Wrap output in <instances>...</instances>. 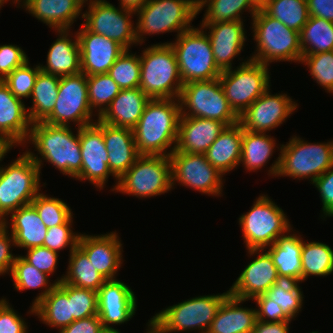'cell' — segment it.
Segmentation results:
<instances>
[{"label":"cell","mask_w":333,"mask_h":333,"mask_svg":"<svg viewBox=\"0 0 333 333\" xmlns=\"http://www.w3.org/2000/svg\"><path fill=\"white\" fill-rule=\"evenodd\" d=\"M179 101L181 116L214 119L227 126L239 122V116L227 101L219 78L183 84Z\"/></svg>","instance_id":"cell-12"},{"label":"cell","mask_w":333,"mask_h":333,"mask_svg":"<svg viewBox=\"0 0 333 333\" xmlns=\"http://www.w3.org/2000/svg\"><path fill=\"white\" fill-rule=\"evenodd\" d=\"M103 138L109 157V169L119 180L140 156L133 129L103 122Z\"/></svg>","instance_id":"cell-27"},{"label":"cell","mask_w":333,"mask_h":333,"mask_svg":"<svg viewBox=\"0 0 333 333\" xmlns=\"http://www.w3.org/2000/svg\"><path fill=\"white\" fill-rule=\"evenodd\" d=\"M88 2V3H87ZM88 9L83 12L82 25L92 33L102 35L120 44L125 50H130L138 43L136 26L131 21L133 10L118 8L106 0H87Z\"/></svg>","instance_id":"cell-14"},{"label":"cell","mask_w":333,"mask_h":333,"mask_svg":"<svg viewBox=\"0 0 333 333\" xmlns=\"http://www.w3.org/2000/svg\"><path fill=\"white\" fill-rule=\"evenodd\" d=\"M297 282L280 279L267 292L266 295L280 306L282 313L292 321L302 311L303 291Z\"/></svg>","instance_id":"cell-43"},{"label":"cell","mask_w":333,"mask_h":333,"mask_svg":"<svg viewBox=\"0 0 333 333\" xmlns=\"http://www.w3.org/2000/svg\"><path fill=\"white\" fill-rule=\"evenodd\" d=\"M270 1L271 0H250L257 10L263 9Z\"/></svg>","instance_id":"cell-61"},{"label":"cell","mask_w":333,"mask_h":333,"mask_svg":"<svg viewBox=\"0 0 333 333\" xmlns=\"http://www.w3.org/2000/svg\"><path fill=\"white\" fill-rule=\"evenodd\" d=\"M247 252L250 257H257L244 268L230 287L229 293L236 298L253 301L255 297L266 294L280 278L267 250L250 249Z\"/></svg>","instance_id":"cell-19"},{"label":"cell","mask_w":333,"mask_h":333,"mask_svg":"<svg viewBox=\"0 0 333 333\" xmlns=\"http://www.w3.org/2000/svg\"><path fill=\"white\" fill-rule=\"evenodd\" d=\"M135 15L138 16L136 37L142 45L146 35L177 32L178 36L191 29V23L197 17V1L150 0Z\"/></svg>","instance_id":"cell-7"},{"label":"cell","mask_w":333,"mask_h":333,"mask_svg":"<svg viewBox=\"0 0 333 333\" xmlns=\"http://www.w3.org/2000/svg\"><path fill=\"white\" fill-rule=\"evenodd\" d=\"M0 223V276L11 273L13 263L17 254H12V246L16 247L13 236L8 230ZM15 255V256H14Z\"/></svg>","instance_id":"cell-56"},{"label":"cell","mask_w":333,"mask_h":333,"mask_svg":"<svg viewBox=\"0 0 333 333\" xmlns=\"http://www.w3.org/2000/svg\"><path fill=\"white\" fill-rule=\"evenodd\" d=\"M105 329L102 326L98 315L75 320L63 328L59 333H102Z\"/></svg>","instance_id":"cell-57"},{"label":"cell","mask_w":333,"mask_h":333,"mask_svg":"<svg viewBox=\"0 0 333 333\" xmlns=\"http://www.w3.org/2000/svg\"><path fill=\"white\" fill-rule=\"evenodd\" d=\"M245 300L231 296L224 299L207 333H253L256 308L241 307Z\"/></svg>","instance_id":"cell-32"},{"label":"cell","mask_w":333,"mask_h":333,"mask_svg":"<svg viewBox=\"0 0 333 333\" xmlns=\"http://www.w3.org/2000/svg\"><path fill=\"white\" fill-rule=\"evenodd\" d=\"M173 48L183 84L192 81L217 79L222 71L217 67L207 29L192 27L176 36Z\"/></svg>","instance_id":"cell-9"},{"label":"cell","mask_w":333,"mask_h":333,"mask_svg":"<svg viewBox=\"0 0 333 333\" xmlns=\"http://www.w3.org/2000/svg\"><path fill=\"white\" fill-rule=\"evenodd\" d=\"M268 65L250 58L241 62L234 70L222 71L219 76L221 87L231 108L240 115L263 93L270 89Z\"/></svg>","instance_id":"cell-13"},{"label":"cell","mask_w":333,"mask_h":333,"mask_svg":"<svg viewBox=\"0 0 333 333\" xmlns=\"http://www.w3.org/2000/svg\"><path fill=\"white\" fill-rule=\"evenodd\" d=\"M116 231L101 235L81 234L78 247L87 255L98 273L106 280L117 279L123 264V244Z\"/></svg>","instance_id":"cell-21"},{"label":"cell","mask_w":333,"mask_h":333,"mask_svg":"<svg viewBox=\"0 0 333 333\" xmlns=\"http://www.w3.org/2000/svg\"><path fill=\"white\" fill-rule=\"evenodd\" d=\"M98 316L104 329L130 321L137 311V297L126 283L106 280L97 292ZM113 324V325H112Z\"/></svg>","instance_id":"cell-20"},{"label":"cell","mask_w":333,"mask_h":333,"mask_svg":"<svg viewBox=\"0 0 333 333\" xmlns=\"http://www.w3.org/2000/svg\"><path fill=\"white\" fill-rule=\"evenodd\" d=\"M20 3L17 4L20 8L24 7L54 31L72 30V24L82 17V8L86 7L82 0H22Z\"/></svg>","instance_id":"cell-26"},{"label":"cell","mask_w":333,"mask_h":333,"mask_svg":"<svg viewBox=\"0 0 333 333\" xmlns=\"http://www.w3.org/2000/svg\"><path fill=\"white\" fill-rule=\"evenodd\" d=\"M276 140L266 133L243 129L240 164L249 172H255L266 166L275 152Z\"/></svg>","instance_id":"cell-36"},{"label":"cell","mask_w":333,"mask_h":333,"mask_svg":"<svg viewBox=\"0 0 333 333\" xmlns=\"http://www.w3.org/2000/svg\"><path fill=\"white\" fill-rule=\"evenodd\" d=\"M93 111L89 105L87 75L83 72L60 78L58 96L52 113L43 121L51 125L70 126L72 121L78 128L91 125ZM94 121V122H93Z\"/></svg>","instance_id":"cell-15"},{"label":"cell","mask_w":333,"mask_h":333,"mask_svg":"<svg viewBox=\"0 0 333 333\" xmlns=\"http://www.w3.org/2000/svg\"><path fill=\"white\" fill-rule=\"evenodd\" d=\"M31 204L47 228L62 225L73 215L71 207L64 200L40 192Z\"/></svg>","instance_id":"cell-46"},{"label":"cell","mask_w":333,"mask_h":333,"mask_svg":"<svg viewBox=\"0 0 333 333\" xmlns=\"http://www.w3.org/2000/svg\"><path fill=\"white\" fill-rule=\"evenodd\" d=\"M257 305V320L263 322L290 321L283 313L280 306H277L266 294L259 295L253 299Z\"/></svg>","instance_id":"cell-55"},{"label":"cell","mask_w":333,"mask_h":333,"mask_svg":"<svg viewBox=\"0 0 333 333\" xmlns=\"http://www.w3.org/2000/svg\"><path fill=\"white\" fill-rule=\"evenodd\" d=\"M280 148L279 157L269 167V176L309 179L312 183L333 166V141L310 143L294 135Z\"/></svg>","instance_id":"cell-3"},{"label":"cell","mask_w":333,"mask_h":333,"mask_svg":"<svg viewBox=\"0 0 333 333\" xmlns=\"http://www.w3.org/2000/svg\"><path fill=\"white\" fill-rule=\"evenodd\" d=\"M95 123L79 128V141L82 153L81 172L76 180H88L97 189L103 190L109 176L116 180L111 191H115L118 179L109 169V157L103 138V122L98 118Z\"/></svg>","instance_id":"cell-17"},{"label":"cell","mask_w":333,"mask_h":333,"mask_svg":"<svg viewBox=\"0 0 333 333\" xmlns=\"http://www.w3.org/2000/svg\"><path fill=\"white\" fill-rule=\"evenodd\" d=\"M66 270V274L54 280L57 284L62 281L69 285L98 292L106 281L78 246L70 253Z\"/></svg>","instance_id":"cell-37"},{"label":"cell","mask_w":333,"mask_h":333,"mask_svg":"<svg viewBox=\"0 0 333 333\" xmlns=\"http://www.w3.org/2000/svg\"><path fill=\"white\" fill-rule=\"evenodd\" d=\"M243 127L237 124L227 126L205 153L207 160L225 175L240 165Z\"/></svg>","instance_id":"cell-33"},{"label":"cell","mask_w":333,"mask_h":333,"mask_svg":"<svg viewBox=\"0 0 333 333\" xmlns=\"http://www.w3.org/2000/svg\"><path fill=\"white\" fill-rule=\"evenodd\" d=\"M262 10L297 32L309 18L307 0H271Z\"/></svg>","instance_id":"cell-42"},{"label":"cell","mask_w":333,"mask_h":333,"mask_svg":"<svg viewBox=\"0 0 333 333\" xmlns=\"http://www.w3.org/2000/svg\"><path fill=\"white\" fill-rule=\"evenodd\" d=\"M229 290L222 294L203 295L190 298L178 304L162 309L150 318L162 333H175L199 330L207 333L217 310L229 295Z\"/></svg>","instance_id":"cell-8"},{"label":"cell","mask_w":333,"mask_h":333,"mask_svg":"<svg viewBox=\"0 0 333 333\" xmlns=\"http://www.w3.org/2000/svg\"><path fill=\"white\" fill-rule=\"evenodd\" d=\"M76 131L77 134H74L71 126L51 125L43 121L31 124L26 144L31 142L41 157L31 152L30 149L26 152L35 161L40 173L43 160L51 163L63 175H68L73 179L81 172L82 153L79 128Z\"/></svg>","instance_id":"cell-2"},{"label":"cell","mask_w":333,"mask_h":333,"mask_svg":"<svg viewBox=\"0 0 333 333\" xmlns=\"http://www.w3.org/2000/svg\"><path fill=\"white\" fill-rule=\"evenodd\" d=\"M31 315L38 316L39 320L59 332L73 323L71 301L68 299V284L58 283L34 307L30 306Z\"/></svg>","instance_id":"cell-34"},{"label":"cell","mask_w":333,"mask_h":333,"mask_svg":"<svg viewBox=\"0 0 333 333\" xmlns=\"http://www.w3.org/2000/svg\"><path fill=\"white\" fill-rule=\"evenodd\" d=\"M27 253L21 257L48 276L54 274L58 265L59 254L43 246L26 249Z\"/></svg>","instance_id":"cell-51"},{"label":"cell","mask_w":333,"mask_h":333,"mask_svg":"<svg viewBox=\"0 0 333 333\" xmlns=\"http://www.w3.org/2000/svg\"><path fill=\"white\" fill-rule=\"evenodd\" d=\"M28 56L18 45H0V80L5 79L14 69L23 66Z\"/></svg>","instance_id":"cell-52"},{"label":"cell","mask_w":333,"mask_h":333,"mask_svg":"<svg viewBox=\"0 0 333 333\" xmlns=\"http://www.w3.org/2000/svg\"><path fill=\"white\" fill-rule=\"evenodd\" d=\"M172 189L170 157L140 155L118 180L115 192L145 199L165 194Z\"/></svg>","instance_id":"cell-11"},{"label":"cell","mask_w":333,"mask_h":333,"mask_svg":"<svg viewBox=\"0 0 333 333\" xmlns=\"http://www.w3.org/2000/svg\"><path fill=\"white\" fill-rule=\"evenodd\" d=\"M263 93L239 117L243 129L267 133L278 128L298 108L296 101L285 93Z\"/></svg>","instance_id":"cell-18"},{"label":"cell","mask_w":333,"mask_h":333,"mask_svg":"<svg viewBox=\"0 0 333 333\" xmlns=\"http://www.w3.org/2000/svg\"><path fill=\"white\" fill-rule=\"evenodd\" d=\"M302 282L310 276H328L333 273V250L322 242H306L303 240Z\"/></svg>","instance_id":"cell-41"},{"label":"cell","mask_w":333,"mask_h":333,"mask_svg":"<svg viewBox=\"0 0 333 333\" xmlns=\"http://www.w3.org/2000/svg\"><path fill=\"white\" fill-rule=\"evenodd\" d=\"M292 231L279 237L274 244L266 249L273 259L280 279L302 283L301 251L303 238L301 235H297L294 230Z\"/></svg>","instance_id":"cell-31"},{"label":"cell","mask_w":333,"mask_h":333,"mask_svg":"<svg viewBox=\"0 0 333 333\" xmlns=\"http://www.w3.org/2000/svg\"><path fill=\"white\" fill-rule=\"evenodd\" d=\"M246 249H266L293 228L285 212L266 194L238 218Z\"/></svg>","instance_id":"cell-10"},{"label":"cell","mask_w":333,"mask_h":333,"mask_svg":"<svg viewBox=\"0 0 333 333\" xmlns=\"http://www.w3.org/2000/svg\"><path fill=\"white\" fill-rule=\"evenodd\" d=\"M253 40L256 48L249 58L270 65L274 62H297L302 59L299 32L288 28L262 9L252 17Z\"/></svg>","instance_id":"cell-4"},{"label":"cell","mask_w":333,"mask_h":333,"mask_svg":"<svg viewBox=\"0 0 333 333\" xmlns=\"http://www.w3.org/2000/svg\"><path fill=\"white\" fill-rule=\"evenodd\" d=\"M302 56L333 50V22L309 16L299 32Z\"/></svg>","instance_id":"cell-40"},{"label":"cell","mask_w":333,"mask_h":333,"mask_svg":"<svg viewBox=\"0 0 333 333\" xmlns=\"http://www.w3.org/2000/svg\"><path fill=\"white\" fill-rule=\"evenodd\" d=\"M8 1L10 0H0V8L4 5V3H7Z\"/></svg>","instance_id":"cell-65"},{"label":"cell","mask_w":333,"mask_h":333,"mask_svg":"<svg viewBox=\"0 0 333 333\" xmlns=\"http://www.w3.org/2000/svg\"><path fill=\"white\" fill-rule=\"evenodd\" d=\"M243 21H225L214 24H201L202 29H208L213 56L221 71L232 69L234 58L241 54L247 41Z\"/></svg>","instance_id":"cell-24"},{"label":"cell","mask_w":333,"mask_h":333,"mask_svg":"<svg viewBox=\"0 0 333 333\" xmlns=\"http://www.w3.org/2000/svg\"><path fill=\"white\" fill-rule=\"evenodd\" d=\"M8 301L6 297L0 299V333H28L24 318Z\"/></svg>","instance_id":"cell-53"},{"label":"cell","mask_w":333,"mask_h":333,"mask_svg":"<svg viewBox=\"0 0 333 333\" xmlns=\"http://www.w3.org/2000/svg\"><path fill=\"white\" fill-rule=\"evenodd\" d=\"M11 149L1 157L0 162ZM3 166L0 165V222L8 220L11 212L31 204L42 187L39 167L26 151Z\"/></svg>","instance_id":"cell-6"},{"label":"cell","mask_w":333,"mask_h":333,"mask_svg":"<svg viewBox=\"0 0 333 333\" xmlns=\"http://www.w3.org/2000/svg\"><path fill=\"white\" fill-rule=\"evenodd\" d=\"M87 89L89 105L94 114L97 111V118L122 90L107 73L87 76Z\"/></svg>","instance_id":"cell-44"},{"label":"cell","mask_w":333,"mask_h":333,"mask_svg":"<svg viewBox=\"0 0 333 333\" xmlns=\"http://www.w3.org/2000/svg\"><path fill=\"white\" fill-rule=\"evenodd\" d=\"M11 147L0 138V159Z\"/></svg>","instance_id":"cell-63"},{"label":"cell","mask_w":333,"mask_h":333,"mask_svg":"<svg viewBox=\"0 0 333 333\" xmlns=\"http://www.w3.org/2000/svg\"><path fill=\"white\" fill-rule=\"evenodd\" d=\"M146 333H162L160 329L151 320H148Z\"/></svg>","instance_id":"cell-62"},{"label":"cell","mask_w":333,"mask_h":333,"mask_svg":"<svg viewBox=\"0 0 333 333\" xmlns=\"http://www.w3.org/2000/svg\"><path fill=\"white\" fill-rule=\"evenodd\" d=\"M172 188L178 184L202 194L221 196L223 175L207 160L205 154L173 152L170 156ZM176 182V183H175Z\"/></svg>","instance_id":"cell-16"},{"label":"cell","mask_w":333,"mask_h":333,"mask_svg":"<svg viewBox=\"0 0 333 333\" xmlns=\"http://www.w3.org/2000/svg\"><path fill=\"white\" fill-rule=\"evenodd\" d=\"M119 6L125 9L133 10L136 12L137 10L143 8L150 0H118Z\"/></svg>","instance_id":"cell-60"},{"label":"cell","mask_w":333,"mask_h":333,"mask_svg":"<svg viewBox=\"0 0 333 333\" xmlns=\"http://www.w3.org/2000/svg\"><path fill=\"white\" fill-rule=\"evenodd\" d=\"M31 124L23 99L15 97L0 80V138L11 148L24 146Z\"/></svg>","instance_id":"cell-23"},{"label":"cell","mask_w":333,"mask_h":333,"mask_svg":"<svg viewBox=\"0 0 333 333\" xmlns=\"http://www.w3.org/2000/svg\"><path fill=\"white\" fill-rule=\"evenodd\" d=\"M73 215L62 225L54 226L47 229V234L43 242V247H46L58 254L60 250L66 247L70 248L71 253L78 245L80 234L73 232Z\"/></svg>","instance_id":"cell-50"},{"label":"cell","mask_w":333,"mask_h":333,"mask_svg":"<svg viewBox=\"0 0 333 333\" xmlns=\"http://www.w3.org/2000/svg\"><path fill=\"white\" fill-rule=\"evenodd\" d=\"M60 78L39 71L30 96L32 107H27L31 123L42 122L52 113L58 96Z\"/></svg>","instance_id":"cell-35"},{"label":"cell","mask_w":333,"mask_h":333,"mask_svg":"<svg viewBox=\"0 0 333 333\" xmlns=\"http://www.w3.org/2000/svg\"><path fill=\"white\" fill-rule=\"evenodd\" d=\"M311 184L317 188L322 202L321 217H333V166ZM325 216V217H324Z\"/></svg>","instance_id":"cell-54"},{"label":"cell","mask_w":333,"mask_h":333,"mask_svg":"<svg viewBox=\"0 0 333 333\" xmlns=\"http://www.w3.org/2000/svg\"><path fill=\"white\" fill-rule=\"evenodd\" d=\"M55 32L59 36L50 46L47 64L44 66L39 64L40 69L59 77L80 73V48L77 34L71 36L72 32L69 29L55 30Z\"/></svg>","instance_id":"cell-29"},{"label":"cell","mask_w":333,"mask_h":333,"mask_svg":"<svg viewBox=\"0 0 333 333\" xmlns=\"http://www.w3.org/2000/svg\"><path fill=\"white\" fill-rule=\"evenodd\" d=\"M102 333H121V332L118 329H114V330L105 329Z\"/></svg>","instance_id":"cell-64"},{"label":"cell","mask_w":333,"mask_h":333,"mask_svg":"<svg viewBox=\"0 0 333 333\" xmlns=\"http://www.w3.org/2000/svg\"><path fill=\"white\" fill-rule=\"evenodd\" d=\"M226 127L214 119L181 116L174 152L205 154Z\"/></svg>","instance_id":"cell-25"},{"label":"cell","mask_w":333,"mask_h":333,"mask_svg":"<svg viewBox=\"0 0 333 333\" xmlns=\"http://www.w3.org/2000/svg\"><path fill=\"white\" fill-rule=\"evenodd\" d=\"M289 323L291 321L271 323L257 320L253 333H289Z\"/></svg>","instance_id":"cell-59"},{"label":"cell","mask_w":333,"mask_h":333,"mask_svg":"<svg viewBox=\"0 0 333 333\" xmlns=\"http://www.w3.org/2000/svg\"><path fill=\"white\" fill-rule=\"evenodd\" d=\"M150 100L139 87L122 89L98 119L112 126L133 129Z\"/></svg>","instance_id":"cell-28"},{"label":"cell","mask_w":333,"mask_h":333,"mask_svg":"<svg viewBox=\"0 0 333 333\" xmlns=\"http://www.w3.org/2000/svg\"><path fill=\"white\" fill-rule=\"evenodd\" d=\"M68 299L74 320L98 315L97 292L68 284Z\"/></svg>","instance_id":"cell-49"},{"label":"cell","mask_w":333,"mask_h":333,"mask_svg":"<svg viewBox=\"0 0 333 333\" xmlns=\"http://www.w3.org/2000/svg\"><path fill=\"white\" fill-rule=\"evenodd\" d=\"M205 6L207 8L200 24L243 21L242 12L248 9L250 17H253L258 11L250 0H197V15Z\"/></svg>","instance_id":"cell-38"},{"label":"cell","mask_w":333,"mask_h":333,"mask_svg":"<svg viewBox=\"0 0 333 333\" xmlns=\"http://www.w3.org/2000/svg\"><path fill=\"white\" fill-rule=\"evenodd\" d=\"M9 215L10 220L8 221L10 222L3 220L0 223L5 227H11L10 233L13 236L16 247L26 250L32 247L43 246L48 228L32 204L22 206Z\"/></svg>","instance_id":"cell-30"},{"label":"cell","mask_w":333,"mask_h":333,"mask_svg":"<svg viewBox=\"0 0 333 333\" xmlns=\"http://www.w3.org/2000/svg\"><path fill=\"white\" fill-rule=\"evenodd\" d=\"M139 88L150 99H179L183 82L170 44L149 45L140 53Z\"/></svg>","instance_id":"cell-5"},{"label":"cell","mask_w":333,"mask_h":333,"mask_svg":"<svg viewBox=\"0 0 333 333\" xmlns=\"http://www.w3.org/2000/svg\"><path fill=\"white\" fill-rule=\"evenodd\" d=\"M80 48L81 72L87 76L108 73L125 49L117 42L87 30L82 24L76 32Z\"/></svg>","instance_id":"cell-22"},{"label":"cell","mask_w":333,"mask_h":333,"mask_svg":"<svg viewBox=\"0 0 333 333\" xmlns=\"http://www.w3.org/2000/svg\"><path fill=\"white\" fill-rule=\"evenodd\" d=\"M13 280L14 289L17 291H24L27 289H45L35 297L32 302L34 307L41 301L56 285L55 281L50 282L49 276L39 271L37 268L26 262L21 255H18L13 263L10 275Z\"/></svg>","instance_id":"cell-39"},{"label":"cell","mask_w":333,"mask_h":333,"mask_svg":"<svg viewBox=\"0 0 333 333\" xmlns=\"http://www.w3.org/2000/svg\"><path fill=\"white\" fill-rule=\"evenodd\" d=\"M40 70L39 64L32 68L28 60L23 66L14 69L2 81L9 87L15 97L19 99L30 98Z\"/></svg>","instance_id":"cell-48"},{"label":"cell","mask_w":333,"mask_h":333,"mask_svg":"<svg viewBox=\"0 0 333 333\" xmlns=\"http://www.w3.org/2000/svg\"><path fill=\"white\" fill-rule=\"evenodd\" d=\"M301 64L308 66L310 75L327 93L333 94V50L302 56Z\"/></svg>","instance_id":"cell-47"},{"label":"cell","mask_w":333,"mask_h":333,"mask_svg":"<svg viewBox=\"0 0 333 333\" xmlns=\"http://www.w3.org/2000/svg\"><path fill=\"white\" fill-rule=\"evenodd\" d=\"M140 70V55L131 53V50H125L107 74L121 89H133L140 85Z\"/></svg>","instance_id":"cell-45"},{"label":"cell","mask_w":333,"mask_h":333,"mask_svg":"<svg viewBox=\"0 0 333 333\" xmlns=\"http://www.w3.org/2000/svg\"><path fill=\"white\" fill-rule=\"evenodd\" d=\"M307 6L309 16L333 22V0H307Z\"/></svg>","instance_id":"cell-58"},{"label":"cell","mask_w":333,"mask_h":333,"mask_svg":"<svg viewBox=\"0 0 333 333\" xmlns=\"http://www.w3.org/2000/svg\"><path fill=\"white\" fill-rule=\"evenodd\" d=\"M180 117L179 99H151L133 128L138 153L170 156L176 148Z\"/></svg>","instance_id":"cell-1"},{"label":"cell","mask_w":333,"mask_h":333,"mask_svg":"<svg viewBox=\"0 0 333 333\" xmlns=\"http://www.w3.org/2000/svg\"><path fill=\"white\" fill-rule=\"evenodd\" d=\"M21 1L22 0H12V3L16 5V4H19Z\"/></svg>","instance_id":"cell-66"}]
</instances>
